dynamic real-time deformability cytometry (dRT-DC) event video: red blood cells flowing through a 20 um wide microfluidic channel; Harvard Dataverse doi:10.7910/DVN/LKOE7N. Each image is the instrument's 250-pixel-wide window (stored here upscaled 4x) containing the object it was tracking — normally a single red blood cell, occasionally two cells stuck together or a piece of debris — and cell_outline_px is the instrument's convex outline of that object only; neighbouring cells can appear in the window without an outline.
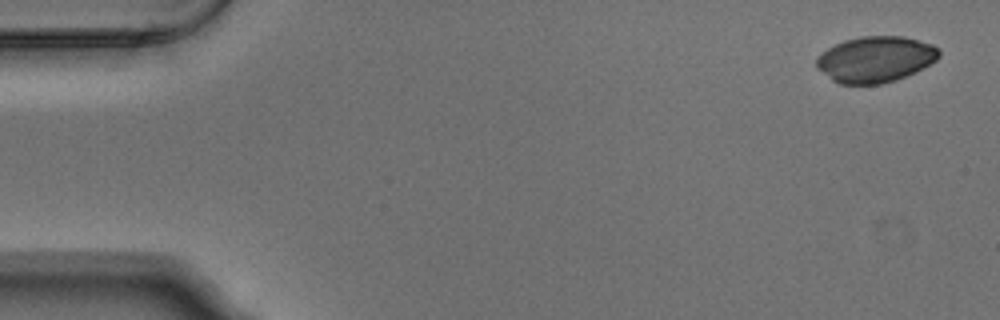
{"species": "Egyptian fruit bat (a non-hibernating species)", "species_latin": "Rousettus aegyptiacus", "temperature_condition": "warm", "stored_images_in_passage": 5, "camera_frame_rate_fps": 3000, "um_per_image_px": 0.085, "animal": {"sex": "male"}, "frame": {"image": 1, "passage_image": 1, "time_ms": 0.0, "image_size_px": [1000, 320], "cell_outline_px": [[940, 56], [936, 60], [916, 72], [896, 80], [880, 84], [840, 84], [832, 80], [816, 68], [816, 56], [828, 48], [844, 40], [860, 36], [904, 36], [932, 44], [940, 48]], "centroid_in_image_um": [74.41, 5.04], "position_along_channel_um": 10.6, "area_um2": 33.06}}